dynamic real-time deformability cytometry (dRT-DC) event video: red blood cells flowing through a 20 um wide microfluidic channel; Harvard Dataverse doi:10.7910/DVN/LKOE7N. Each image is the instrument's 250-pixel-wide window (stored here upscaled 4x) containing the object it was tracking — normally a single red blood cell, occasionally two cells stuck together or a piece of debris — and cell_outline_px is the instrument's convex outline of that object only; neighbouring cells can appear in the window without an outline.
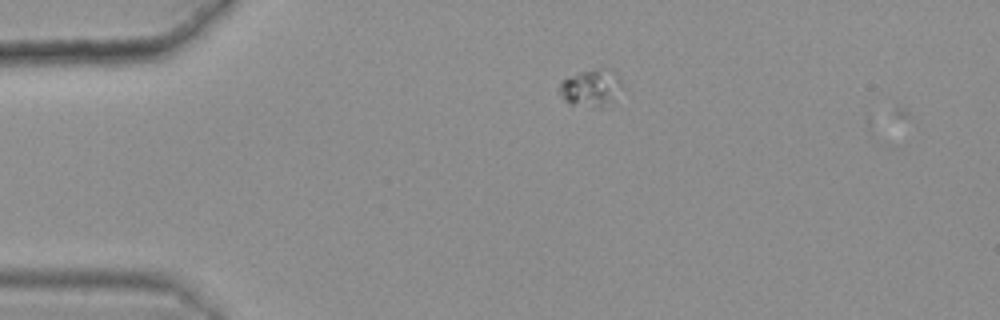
{"species": "common noctule bat (a hibernating species)", "species_latin": "Nyctalus noctula", "temperature_condition": "warm", "stored_images_in_passage": 2, "camera_frame_rate_fps": 3000, "um_per_image_px": 0.085, "animal": {"sex": "female", "body_mass_g": 25.1}, "frame": {"image": 1, "passage_image": 1, "time_ms": 0.0, "image_size_px": [1000, 320], "cell_outline_px": [[624, 88], [604, 108], [592, 108], [572, 104], [564, 100], [556, 92], [560, 80], [580, 72], [600, 68], [616, 72], [624, 84]], "centroid_in_image_um": [50.23, 7.49], "position_along_channel_um": 34.8, "area_um2": 14.1}}